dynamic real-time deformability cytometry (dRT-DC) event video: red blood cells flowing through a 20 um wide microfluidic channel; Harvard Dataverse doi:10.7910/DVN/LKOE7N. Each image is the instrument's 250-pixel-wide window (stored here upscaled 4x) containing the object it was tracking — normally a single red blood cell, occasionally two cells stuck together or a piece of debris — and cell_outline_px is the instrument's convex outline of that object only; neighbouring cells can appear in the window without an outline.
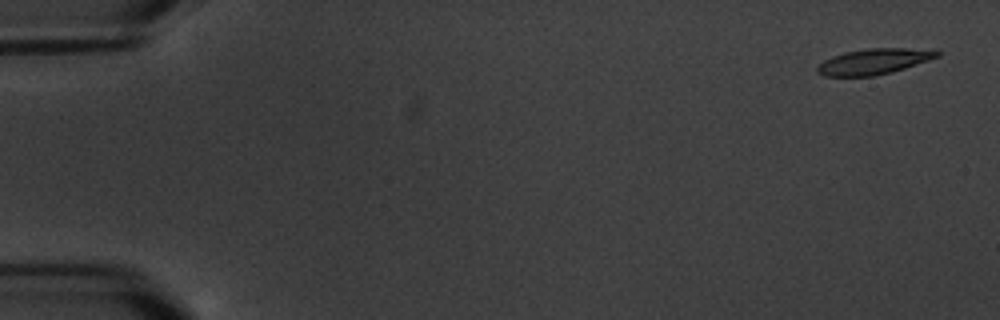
{"species": "common noctule bat (a hibernating species)", "species_latin": "Nyctalus noctula", "temperature_condition": "warm", "stored_images_in_passage": 7, "camera_frame_rate_fps": 3000, "um_per_image_px": 0.085, "animal": {"sex": "male", "body_mass_g": 20.1, "forearm_length_mm": 53.5}, "frame": {"image": 1, "passage_image": 1, "time_ms": 0.0, "image_size_px": [1000, 320], "cell_outline_px": [[940, 56], [892, 72], [872, 76], [824, 76], [816, 72], [816, 68], [824, 60], [832, 56], [844, 52], [868, 48], [936, 48], [940, 52]], "centroid_in_image_um": [74.32, 5.21], "position_along_channel_um": 10.7, "area_um2": 18.09}}
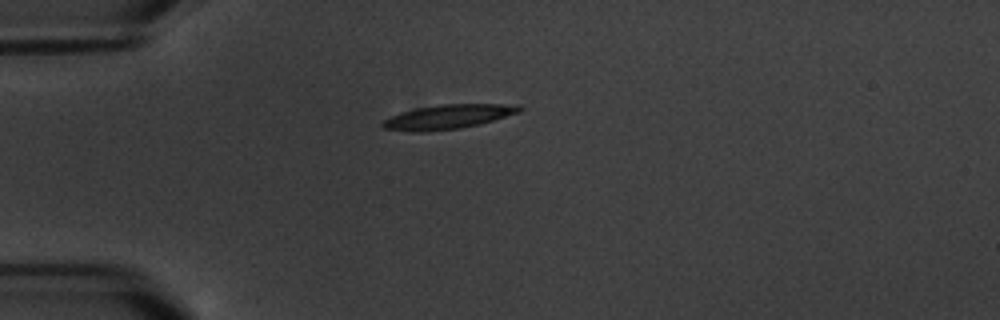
{"frame": {"image": 2, "passage_image": 5, "time_ms": 4.667, "image_size_px": [1000, 320], "cell_outline_px": [[524, 108], [520, 112], [492, 120], [460, 128], [428, 132], [412, 132], [384, 128], [380, 124], [384, 120], [392, 116], [416, 108], [440, 104], [520, 104]], "centroid_in_image_um": [38.1, 9.92], "position_along_channel_um": 46.9, "area_um2": 19.25}}